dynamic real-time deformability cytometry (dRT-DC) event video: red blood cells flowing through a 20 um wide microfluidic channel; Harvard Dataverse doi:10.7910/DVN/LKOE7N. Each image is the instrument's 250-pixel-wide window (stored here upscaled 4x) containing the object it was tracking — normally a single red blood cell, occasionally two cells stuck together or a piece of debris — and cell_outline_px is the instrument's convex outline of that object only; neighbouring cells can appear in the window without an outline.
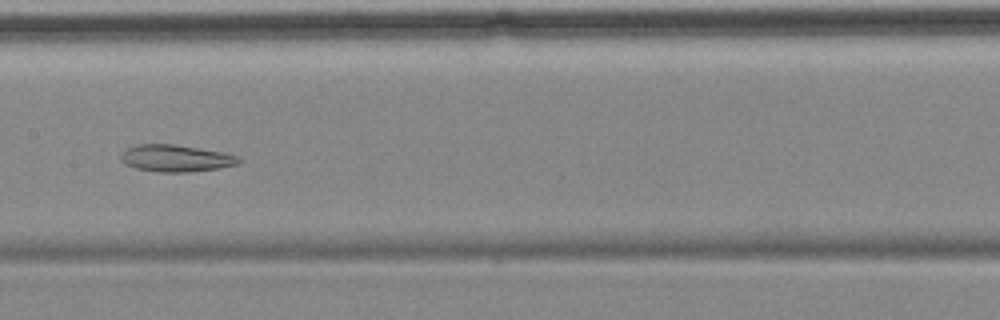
{"species": "common noctule bat (a hibernating species)", "species_latin": "Nyctalus noctula", "temperature_condition": "cold", "stored_images_in_passage": 9, "camera_frame_rate_fps": 3000, "um_per_image_px": 0.085, "animal": {"sex": "female", "body_mass_g": 18.4}, "frame": {"image": 1, "passage_image": 8, "time_ms": 8.333, "image_size_px": [1000, 320], "cell_outline_px": [[240, 160], [236, 164], [220, 168], [188, 172], [156, 172], [136, 168], [124, 164], [120, 160], [120, 156], [128, 148], [136, 144], [172, 144], [224, 152], [240, 156]], "centroid_in_image_um": [14.94, 13.45], "position_along_channel_um": 192.5, "area_um2": 18.5}}
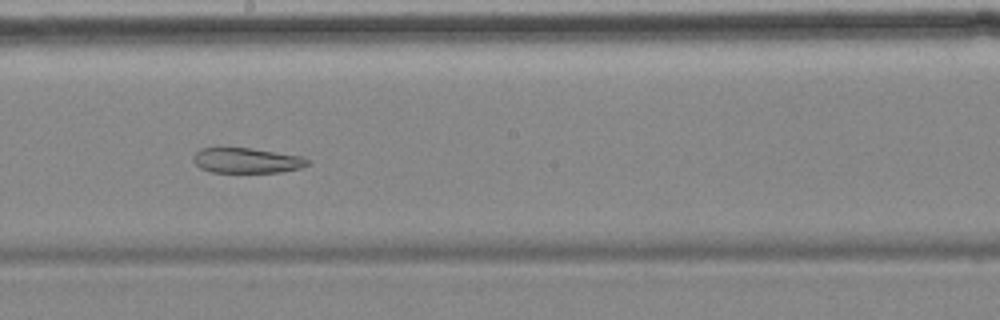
{"frame": {"image": 2, "passage_image": 9, "time_ms": 9.333, "image_size_px": [1000, 320], "cell_outline_px": [[308, 164], [300, 168], [280, 172], [212, 172], [200, 168], [192, 160], [192, 156], [200, 148], [252, 148], [304, 156], [308, 160]], "centroid_in_image_um": [20.96, 13.63], "position_along_channel_um": 227.2, "area_um2": 16.82}}